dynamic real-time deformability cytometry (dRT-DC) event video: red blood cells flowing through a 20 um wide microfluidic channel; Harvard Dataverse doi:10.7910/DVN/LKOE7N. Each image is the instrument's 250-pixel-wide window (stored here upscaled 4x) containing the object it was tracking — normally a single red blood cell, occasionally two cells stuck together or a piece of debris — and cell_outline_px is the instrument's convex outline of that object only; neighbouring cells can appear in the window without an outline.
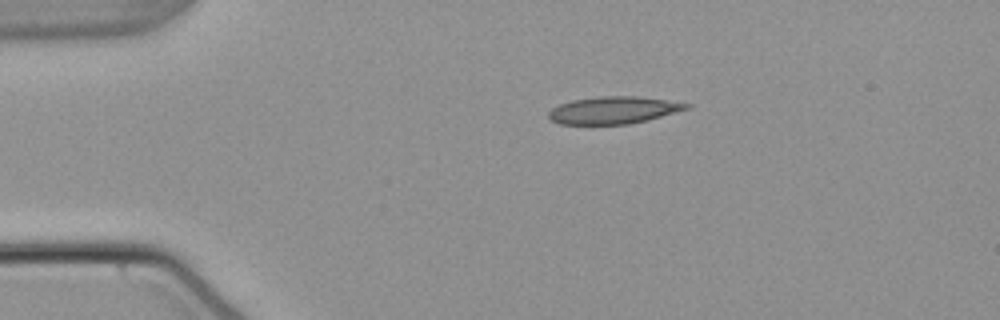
{"species": "common noctule bat (a hibernating species)", "species_latin": "Nyctalus noctula", "temperature_condition": "warm", "stored_images_in_passage": 44, "camera_frame_rate_fps": 3000, "um_per_image_px": 0.085, "animal": {"sex": "male", "body_mass_g": 21.5, "forearm_length_mm": 52.0}, "frame": {"image": 1, "passage_image": 1, "time_ms": 0.0, "image_size_px": [1000, 320], "cell_outline_px": [[692, 104], [688, 108], [648, 120], [628, 124], [560, 124], [552, 120], [548, 116], [548, 112], [552, 108], [560, 104], [572, 100], [600, 96], [636, 96]], "centroid_in_image_um": [52.11, 9.36], "position_along_channel_um": 32.9, "area_um2": 21.62}}
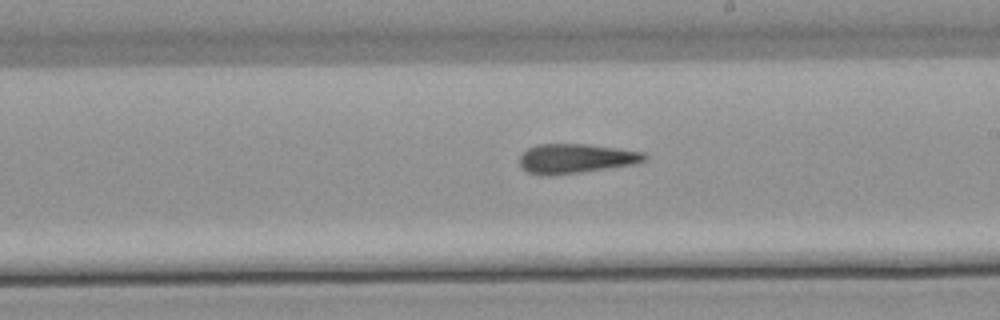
{"frame": {"image": 2, "passage_image": 21, "time_ms": 6.667, "image_size_px": [1000, 320], "cell_outline_px": [[648, 160], [632, 164], [608, 168], [548, 176], [528, 172], [520, 164], [520, 156], [528, 148], [536, 144], [584, 144], [644, 152], [648, 156]], "centroid_in_image_um": [48.95, 13.47], "position_along_channel_um": 240.1, "area_um2": 21.15}}
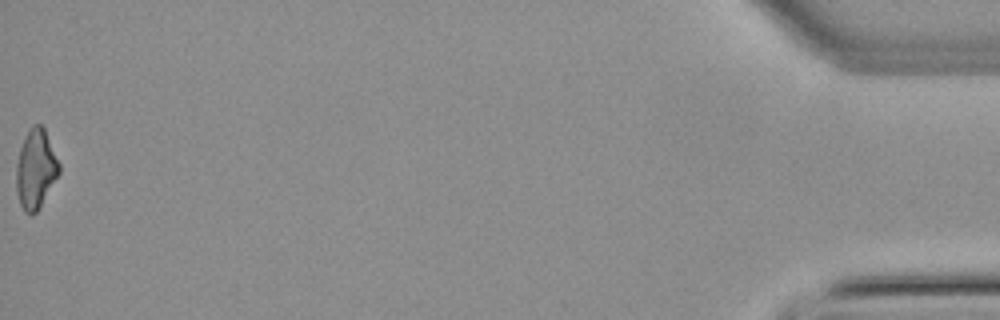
{"frame": {"image": 3, "passage_image": 44, "time_ms": 14.333, "image_size_px": [1000, 320], "cell_outline_px": [[60, 172], [36, 212], [24, 212], [20, 204], [16, 192], [16, 164], [20, 148], [32, 124], [40, 124], [44, 128], [60, 164]], "centroid_in_image_um": [3.03, 14.36], "position_along_channel_um": 432.2, "area_um2": 19.42}, "authors_computed_cell_mechanics": {"area_um2": 21.2993, "velocity_mm_per_s": 3.8267, "shape_relaxation_time_tau1_ms": null, "shape_relaxation_time_tau2_ms": 5.0621, "deformation_change_tau1": null, "deformation_change_tau2": 0.1585}}